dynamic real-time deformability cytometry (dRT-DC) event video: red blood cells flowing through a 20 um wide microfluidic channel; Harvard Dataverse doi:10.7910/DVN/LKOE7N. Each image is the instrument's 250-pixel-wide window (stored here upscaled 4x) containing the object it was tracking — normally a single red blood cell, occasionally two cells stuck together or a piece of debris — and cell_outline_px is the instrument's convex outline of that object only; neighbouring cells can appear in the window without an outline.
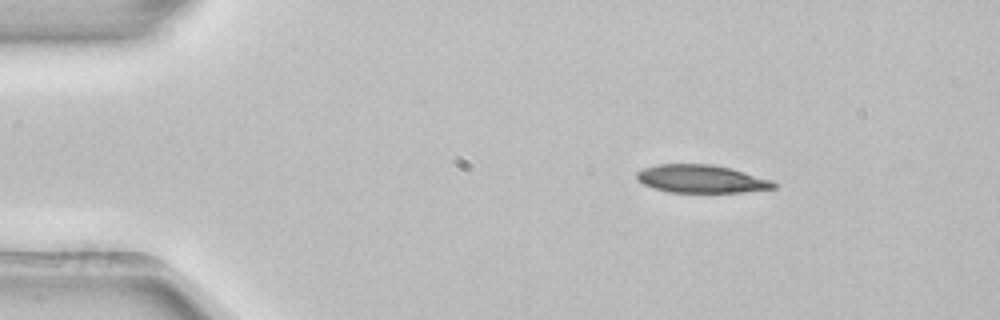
{"species": "common noctule bat (a hibernating species)", "species_latin": "Nyctalus noctula", "temperature_condition": "room temperature", "stored_images_in_passage": 2, "camera_frame_rate_fps": 3000, "um_per_image_px": 0.085, "animal": {"sex": "female", "body_mass_g": 22.7, "forearm_length_mm": 54.2}, "frame": {"image": 1, "passage_image": 1, "time_ms": 0.0, "image_size_px": [1000, 320], "cell_outline_px": [[776, 188], [740, 192], [668, 192], [644, 184], [636, 176], [636, 172], [644, 168], [656, 164], [712, 164], [732, 168], [772, 180], [776, 184]], "centroid_in_image_um": [59.63, 15.19], "position_along_channel_um": 25.4, "area_um2": 22.2}}